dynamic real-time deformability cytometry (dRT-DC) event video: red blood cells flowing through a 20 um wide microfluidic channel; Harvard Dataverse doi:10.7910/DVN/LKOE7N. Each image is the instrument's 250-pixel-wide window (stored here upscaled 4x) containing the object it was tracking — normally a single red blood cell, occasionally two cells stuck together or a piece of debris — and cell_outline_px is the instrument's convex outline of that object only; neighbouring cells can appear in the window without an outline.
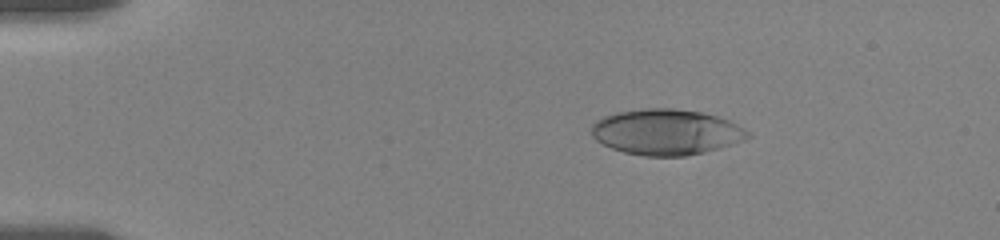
{"species": "human", "species_latin": "Homo sapiens", "temperature_condition": "room temperature", "stored_images_in_passage": 35, "camera_frame_rate_fps": 3000, "um_per_image_px": 0.085, "donor": {"sex": "female"}, "frame": {"image": 1, "passage_image": 1, "time_ms": 0.0, "image_size_px": [1000, 240], "cell_outline_px": [[752, 136], [732, 144], [704, 152], [684, 156], [644, 156], [624, 152], [612, 148], [596, 140], [592, 136], [592, 124], [596, 120], [604, 116], [616, 112], [644, 108], [672, 108], [700, 112], [716, 116], [728, 120], [752, 132]], "centroid_in_image_um": [56.63, 11.22], "position_along_channel_um": 28.4, "area_um2": 41.56}}
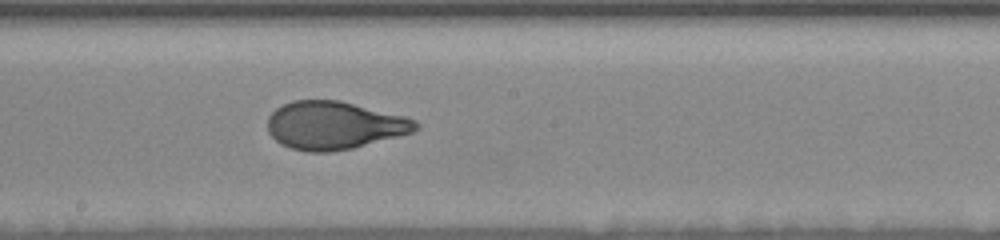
{"frame": {"image": 2, "passage_image": 16, "time_ms": 7.333, "image_size_px": [1000, 240], "cell_outline_px": [[420, 128], [412, 132], [352, 148], [328, 152], [308, 152], [292, 148], [280, 144], [268, 132], [268, 116], [276, 108], [292, 100], [340, 100], [408, 116], [416, 120], [420, 124]], "centroid_in_image_um": [28.43, 10.64], "position_along_channel_um": 219.8, "area_um2": 41.56}}
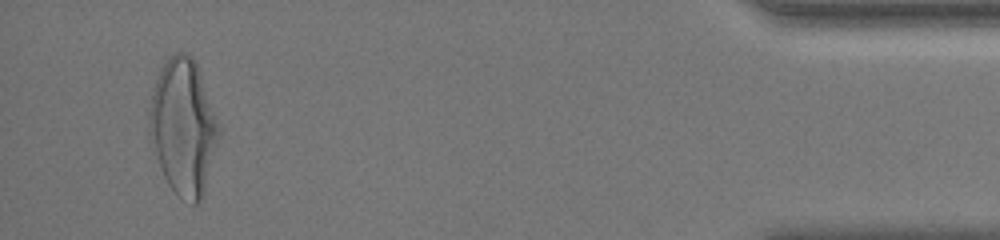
{"frame": {"image": 3, "passage_image": 33, "time_ms": 14.667, "image_size_px": [1000, 240], "cell_outline_px": [[220, 128], [204, 192], [200, 204], [192, 204], [180, 196], [168, 184], [164, 176], [156, 152], [148, 116], [152, 96], [156, 80], [160, 68], [168, 56], [176, 52], [188, 52], [196, 60]], "centroid_in_image_um": [15.6, 10.72], "position_along_channel_um": 419.6, "area_um2": 53.75}, "authors_computed_cell_mechanics": {"area_um2": 41.616, "velocity_mm_per_s": 3.5916, "shape_relaxation_time_tau1_ms": 4.6088, "shape_relaxation_time_tau2_ms": null, "deformation_change_tau1": 0.1984, "deformation_change_tau2": null}}